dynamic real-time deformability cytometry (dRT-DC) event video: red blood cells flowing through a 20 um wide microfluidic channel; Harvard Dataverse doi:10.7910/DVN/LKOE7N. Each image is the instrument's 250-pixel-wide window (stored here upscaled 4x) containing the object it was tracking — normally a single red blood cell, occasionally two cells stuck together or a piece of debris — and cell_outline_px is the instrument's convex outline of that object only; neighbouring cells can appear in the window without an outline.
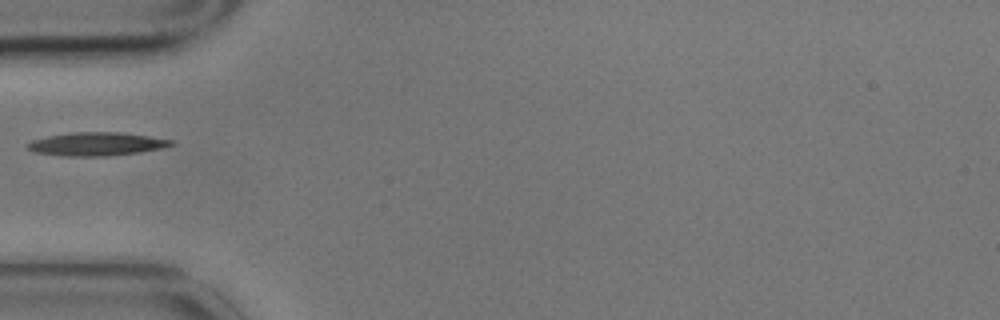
{"species": "common noctule bat (a hibernating species)", "species_latin": "Nyctalus noctula", "temperature_condition": "cold", "stored_images_in_passage": 11, "camera_frame_rate_fps": 3000, "um_per_image_px": 0.085, "animal": {"sex": "male", "body_mass_g": 17.9}, "frame": {"image": 1, "passage_image": 1, "time_ms": 0.0, "image_size_px": [1000, 320], "cell_outline_px": [[176, 144], [164, 148], [140, 152], [112, 156], [60, 156], [32, 152], [28, 148], [28, 144], [32, 140], [48, 136], [72, 132], [120, 132], [176, 140]], "centroid_in_image_um": [8.26, 12.25], "position_along_channel_um": 76.7, "area_um2": 19.83}}
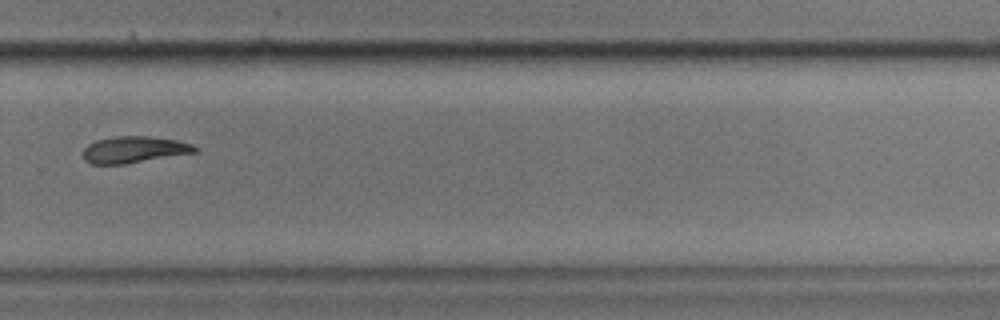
{"frame": {"image": 2, "passage_image": 7, "time_ms": 2.0, "image_size_px": [1000, 320], "cell_outline_px": [[200, 148], [196, 152], [124, 164], [92, 164], [84, 160], [84, 148], [88, 144], [96, 140], [120, 136], [148, 136], [176, 140], [192, 144]], "centroid_in_image_um": [11.41, 12.72], "position_along_channel_um": 318.4, "area_um2": 17.17}}
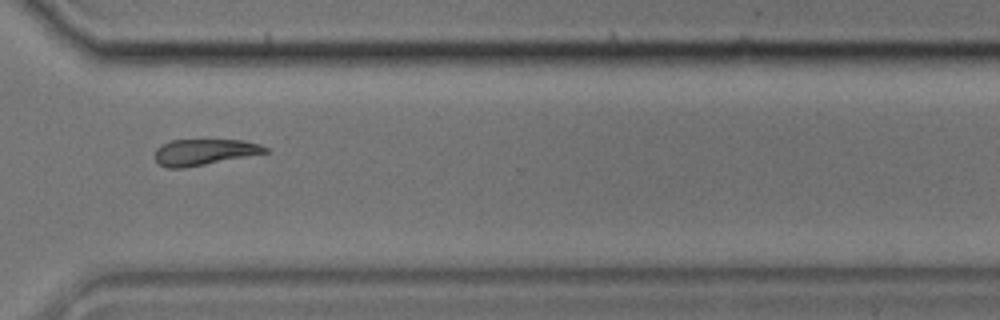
{"frame": {"image": 3, "passage_image": 8, "time_ms": 2.333, "image_size_px": [1000, 320], "cell_outline_px": [[268, 152], [184, 168], [168, 168], [160, 164], [152, 156], [156, 148], [160, 144], [172, 140], [244, 140], [260, 144], [268, 148]], "centroid_in_image_um": [17.3, 12.91], "position_along_channel_um": 353.3, "area_um2": 16.76}}